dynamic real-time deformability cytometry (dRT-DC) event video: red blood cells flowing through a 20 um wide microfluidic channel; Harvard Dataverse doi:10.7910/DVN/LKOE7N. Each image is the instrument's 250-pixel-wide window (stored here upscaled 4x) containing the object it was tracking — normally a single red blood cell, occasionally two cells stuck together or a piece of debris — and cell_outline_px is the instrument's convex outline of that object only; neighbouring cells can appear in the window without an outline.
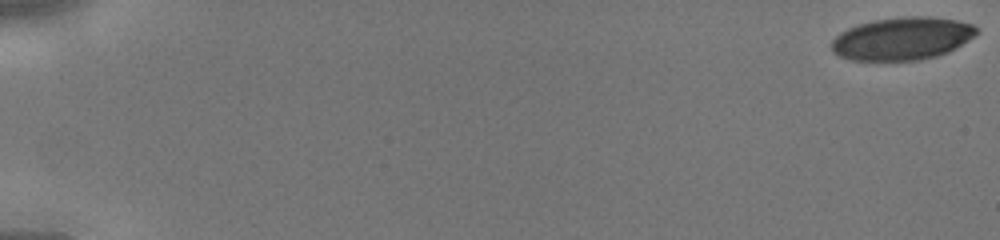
{"species": "human", "species_latin": "Homo sapiens", "temperature_condition": "cold", "stored_images_in_passage": 46, "camera_frame_rate_fps": 3000, "um_per_image_px": 0.085, "donor": {"sex": "male"}, "frame": {"image": 1, "passage_image": 1, "time_ms": 0.0, "image_size_px": [1000, 240], "cell_outline_px": [[980, 32], [956, 48], [948, 52], [936, 56], [920, 60], [852, 60], [840, 56], [832, 52], [832, 40], [840, 32], [856, 24], [872, 20], [900, 16], [928, 16], [956, 20], [972, 24], [980, 28]], "centroid_in_image_um": [76.7, 3.26], "position_along_channel_um": 8.3, "area_um2": 36.41}}
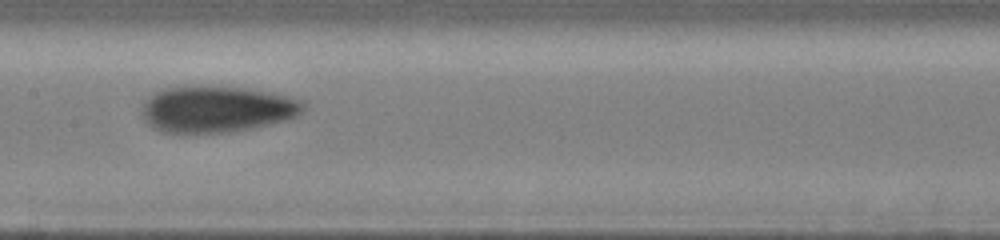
{"frame": {"image": 2, "passage_image": 25, "time_ms": 8.0, "image_size_px": [1000, 240], "cell_outline_px": [[308, 104], [304, 112], [288, 120], [252, 128], [228, 132], [160, 132], [152, 128], [144, 120], [140, 112], [140, 108], [144, 100], [148, 96], [164, 88], [192, 84], [244, 88], [272, 92], [304, 100]], "centroid_in_image_um": [18.42, 9.25], "position_along_channel_um": 189.0, "area_um2": 44.68}}
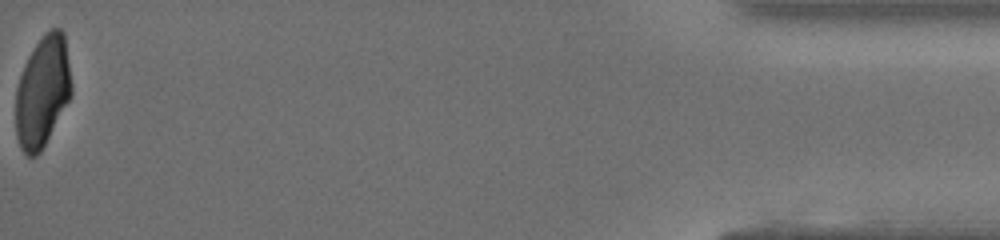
{"frame": {"image": 3, "passage_image": 46, "time_ms": 15.0, "image_size_px": [1000, 240], "cell_outline_px": [[72, 92], [68, 100], [40, 152], [36, 156], [28, 156], [20, 148], [16, 136], [16, 88], [24, 64], [28, 56], [44, 32], [52, 28], [60, 28], [64, 32], [72, 84]], "centroid_in_image_um": [3.61, 7.75], "position_along_channel_um": 431.6, "area_um2": 35.84}}